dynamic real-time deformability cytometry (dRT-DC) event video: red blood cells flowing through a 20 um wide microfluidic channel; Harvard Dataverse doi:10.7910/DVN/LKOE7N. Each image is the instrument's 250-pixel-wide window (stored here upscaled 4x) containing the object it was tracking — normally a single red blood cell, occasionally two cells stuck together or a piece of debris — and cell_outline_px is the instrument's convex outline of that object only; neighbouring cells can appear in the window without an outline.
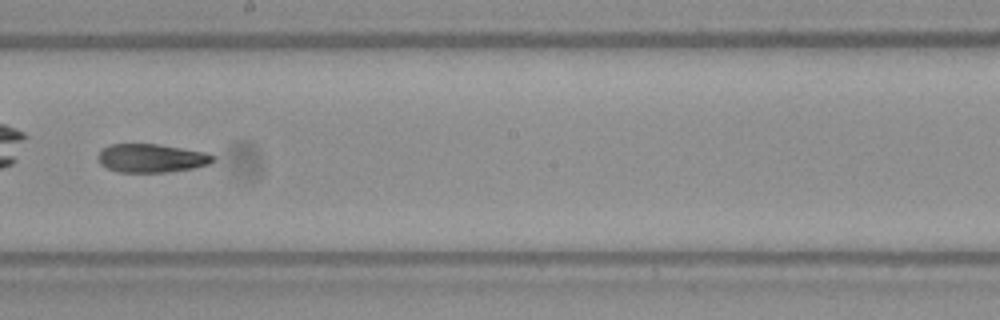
{"species": "Egyptian fruit bat (a non-hibernating species)", "species_latin": "Rousettus aegyptiacus", "temperature_condition": "warm", "stored_images_in_passage": 40, "camera_frame_rate_fps": 3000, "um_per_image_px": 0.085, "frame": {"image": 1, "passage_image": 18, "time_ms": 5.667, "image_size_px": [1000, 320], "cell_outline_px": [[216, 160], [208, 164], [192, 168], [164, 172], [120, 172], [108, 168], [100, 164], [96, 160], [96, 156], [100, 148], [112, 144], [156, 144], [204, 152], [216, 156]], "centroid_in_image_um": [12.81, 13.44], "position_along_channel_um": 235.4, "area_um2": 19.13}}
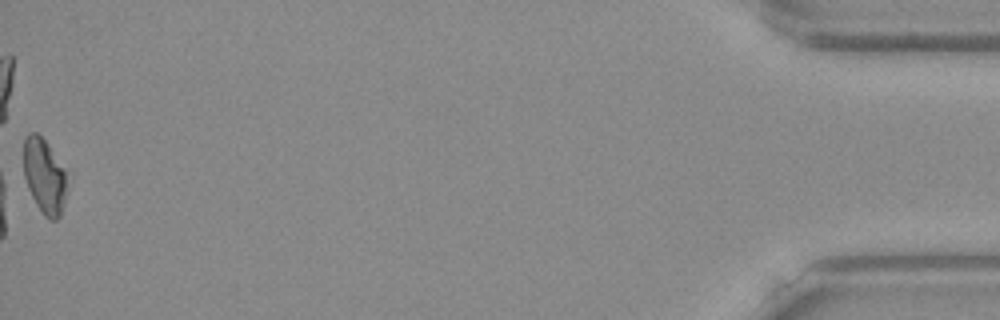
{"frame": {"image": 2, "passage_image": 40, "time_ms": 13.0, "image_size_px": [1000, 320], "cell_outline_px": [[72, 176], [60, 216], [56, 220], [48, 220], [44, 216], [36, 204], [28, 188], [24, 176], [24, 140], [28, 132], [36, 132], [48, 144]], "centroid_in_image_um": [3.85, 14.98], "position_along_channel_um": 431.4, "area_um2": 19.77}, "authors_computed_cell_mechanics": {"area_um2": 19.5942, "velocity_mm_per_s": 3.9393, "shape_relaxation_time_tau1_ms": 11.2684, "shape_relaxation_time_tau2_ms": null, "deformation_change_tau1": 0.2819, "deformation_change_tau2": null}}